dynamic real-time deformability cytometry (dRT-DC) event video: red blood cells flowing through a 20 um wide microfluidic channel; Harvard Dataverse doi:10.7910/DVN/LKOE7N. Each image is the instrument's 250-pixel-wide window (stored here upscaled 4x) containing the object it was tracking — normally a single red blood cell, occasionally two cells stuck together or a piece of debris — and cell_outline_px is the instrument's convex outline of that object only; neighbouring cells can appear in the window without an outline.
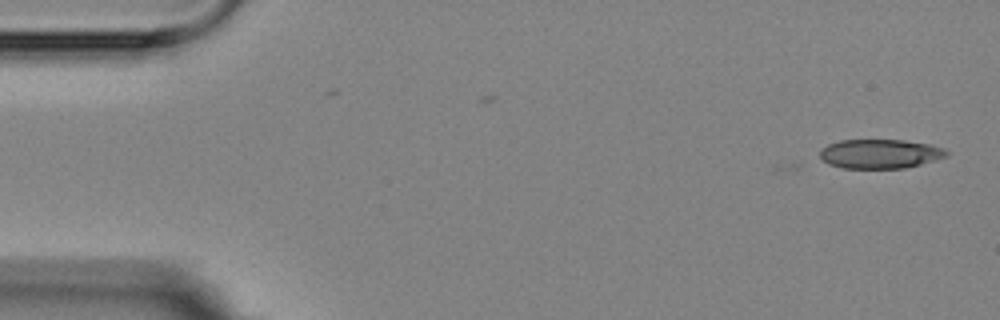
{"species": "Egyptian fruit bat (a non-hibernating species)", "species_latin": "Rousettus aegyptiacus", "temperature_condition": "room temperature", "stored_images_in_passage": 6, "camera_frame_rate_fps": 3000, "um_per_image_px": 0.085, "animal": {"sex": "female"}, "frame": {"image": 1, "passage_image": 1, "time_ms": 0.0, "image_size_px": [1000, 320], "cell_outline_px": [[948, 156], [936, 160], [904, 168], [844, 168], [828, 164], [820, 156], [820, 152], [828, 144], [840, 140], [904, 140], [928, 144], [944, 148], [948, 152]], "centroid_in_image_um": [74.83, 13.07], "position_along_channel_um": 10.2, "area_um2": 21.44}}
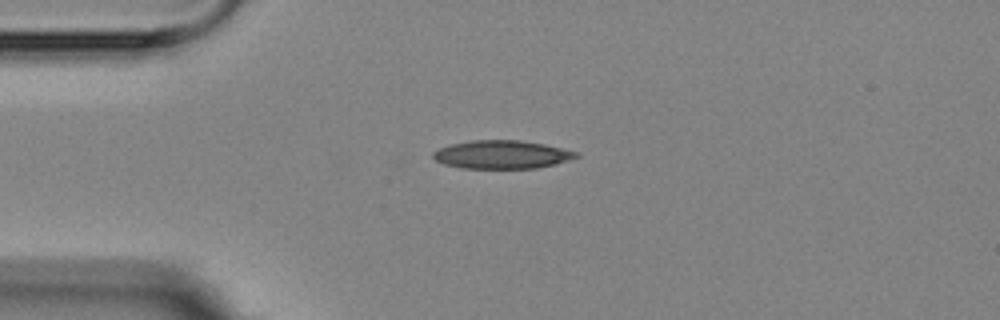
{"frame": {"image": 2, "passage_image": 4, "time_ms": 3.667, "image_size_px": [1000, 320], "cell_outline_px": [[580, 156], [556, 164], [536, 168], [460, 168], [444, 164], [436, 160], [432, 156], [432, 152], [440, 148], [452, 144], [472, 140], [520, 140], [544, 144], [580, 152]], "centroid_in_image_um": [42.68, 13.14], "position_along_channel_um": 42.3, "area_um2": 23.58}}
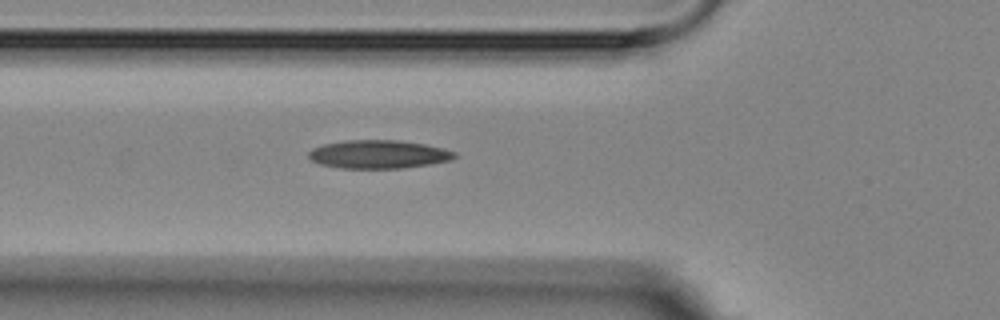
{"frame": {"image": 3, "passage_image": 6, "time_ms": 5.667, "image_size_px": [1000, 320], "cell_outline_px": [[456, 156], [452, 160], [428, 164], [400, 168], [340, 168], [320, 164], [312, 160], [308, 156], [308, 152], [312, 148], [324, 144], [344, 140], [396, 140], [424, 144], [444, 148], [456, 152]], "centroid_in_image_um": [32.16, 13.11], "position_along_channel_um": 93.6, "area_um2": 24.04}}